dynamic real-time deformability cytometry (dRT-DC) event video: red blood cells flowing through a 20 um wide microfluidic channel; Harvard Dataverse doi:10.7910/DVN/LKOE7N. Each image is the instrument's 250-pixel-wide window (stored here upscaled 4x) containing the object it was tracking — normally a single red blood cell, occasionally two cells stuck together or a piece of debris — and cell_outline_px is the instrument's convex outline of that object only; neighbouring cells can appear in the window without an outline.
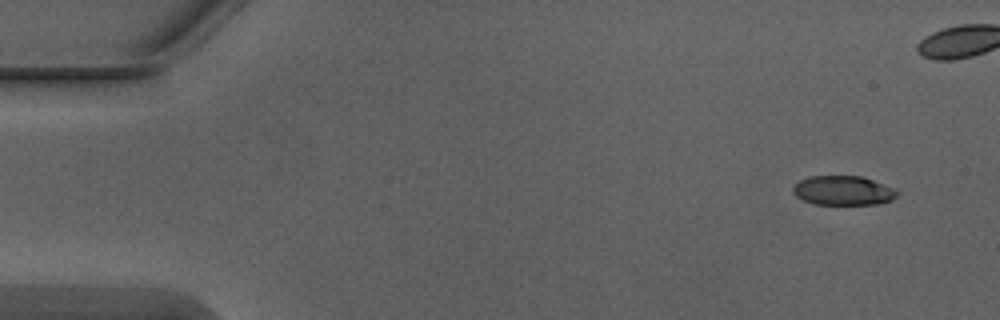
{"species": "Egyptian fruit bat (a non-hibernating species)", "species_latin": "Rousettus aegyptiacus", "temperature_condition": "warm", "stored_images_in_passage": 5, "camera_frame_rate_fps": 3000, "um_per_image_px": 0.085, "animal": {"sex": "male"}, "frame": {"image": 1, "passage_image": 1, "time_ms": 0.0, "image_size_px": [1000, 320], "cell_outline_px": [[900, 192], [892, 200], [880, 204], [812, 204], [796, 196], [792, 192], [792, 188], [800, 180], [812, 176], [860, 176], [896, 188]], "centroid_in_image_um": [71.7, 16.2], "position_along_channel_um": 13.3, "area_um2": 17.86}}
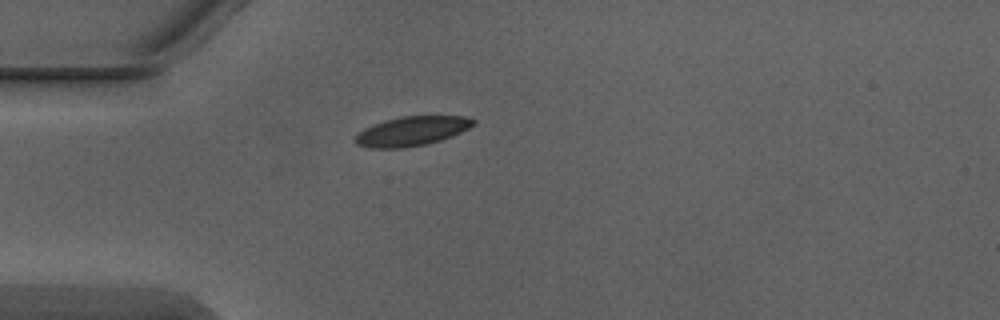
{"frame": {"image": 2, "passage_image": 5, "time_ms": 1.333, "image_size_px": [1000, 320], "cell_outline_px": [[476, 124], [452, 136], [440, 140], [424, 144], [400, 148], [372, 148], [356, 144], [352, 140], [356, 132], [364, 128], [384, 120], [404, 116], [464, 116], [476, 120]], "centroid_in_image_um": [34.95, 11.14], "position_along_channel_um": 50.0, "area_um2": 20.23}}